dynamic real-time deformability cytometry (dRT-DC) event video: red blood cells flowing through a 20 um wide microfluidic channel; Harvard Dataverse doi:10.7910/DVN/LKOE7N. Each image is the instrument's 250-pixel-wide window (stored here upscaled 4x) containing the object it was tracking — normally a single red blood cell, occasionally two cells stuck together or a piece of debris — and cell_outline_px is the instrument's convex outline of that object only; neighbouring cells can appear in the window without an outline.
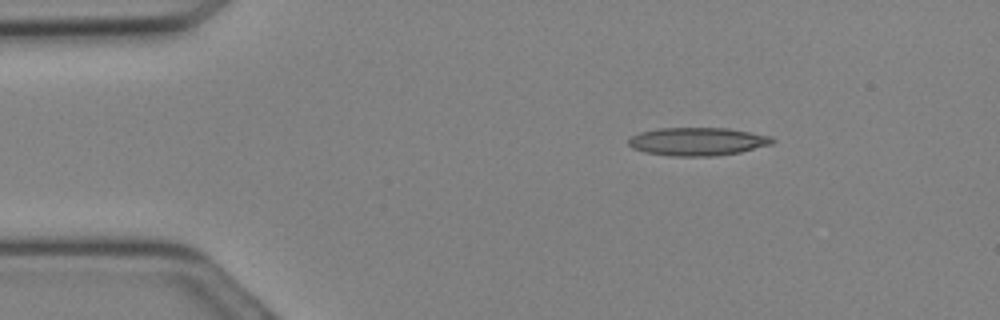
{"species": "Egyptian fruit bat (a non-hibernating species)", "species_latin": "Rousettus aegyptiacus", "temperature_condition": "cold", "stored_images_in_passage": 7, "camera_frame_rate_fps": 3000, "um_per_image_px": 0.085, "animal": {"sex": "female"}, "frame": {"image": 1, "passage_image": 1, "time_ms": 0.0, "image_size_px": [1000, 320], "cell_outline_px": [[776, 140], [772, 144], [740, 152], [716, 156], [672, 156], [644, 152], [632, 148], [628, 144], [628, 140], [632, 136], [640, 132], [656, 128], [728, 128], [772, 136]], "centroid_in_image_um": [59.3, 12.03], "position_along_channel_um": 25.7, "area_um2": 23.7}}
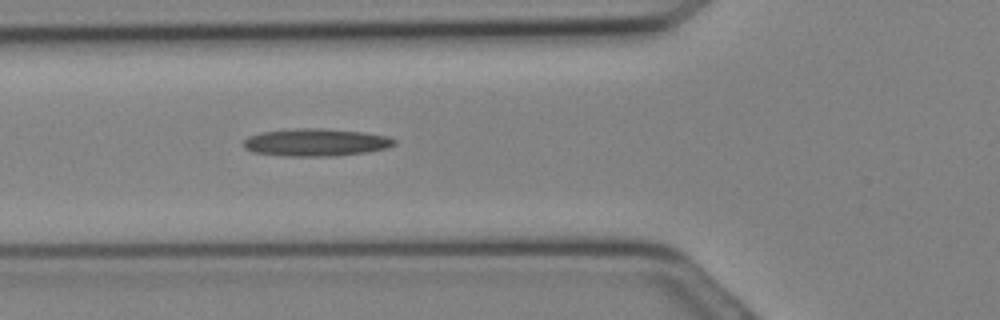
{"frame": {"image": 2, "passage_image": 7, "time_ms": 2.0, "image_size_px": [1000, 320], "cell_outline_px": [[396, 144], [388, 148], [368, 152], [332, 156], [280, 156], [252, 152], [244, 148], [244, 140], [248, 136], [260, 132], [292, 128], [324, 128], [364, 132], [388, 136], [396, 140]], "centroid_in_image_um": [26.84, 12.1], "position_along_channel_um": 99.0, "area_um2": 24.57}}